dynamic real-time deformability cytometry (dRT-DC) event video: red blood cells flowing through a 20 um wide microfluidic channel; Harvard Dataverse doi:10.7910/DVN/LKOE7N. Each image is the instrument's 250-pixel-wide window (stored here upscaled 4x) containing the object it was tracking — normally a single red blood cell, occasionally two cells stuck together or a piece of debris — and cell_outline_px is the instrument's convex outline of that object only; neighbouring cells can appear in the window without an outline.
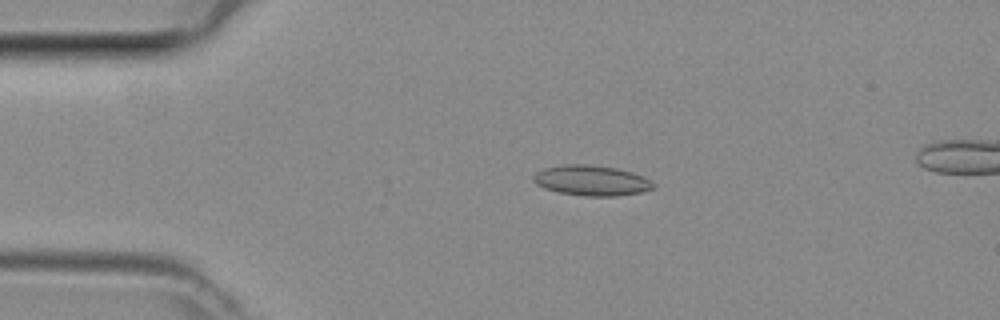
{"species": "common noctule bat (a hibernating species)", "species_latin": "Nyctalus noctula", "temperature_condition": "room temperature", "stored_images_in_passage": 9, "camera_frame_rate_fps": 3000, "um_per_image_px": 0.085, "animal": {"sex": "female", "body_mass_g": 29.2, "forearm_length_mm": 56.3}, "frame": {"image": 1, "passage_image": 2, "time_ms": 0.333, "image_size_px": [1000, 320], "cell_outline_px": [[656, 188], [640, 192], [616, 196], [584, 196], [560, 192], [544, 188], [536, 184], [532, 180], [532, 176], [536, 172], [544, 168], [564, 164], [584, 164], [616, 168], [632, 172], [656, 184]], "centroid_in_image_um": [50.25, 15.34], "position_along_channel_um": 34.8, "area_um2": 21.1}}
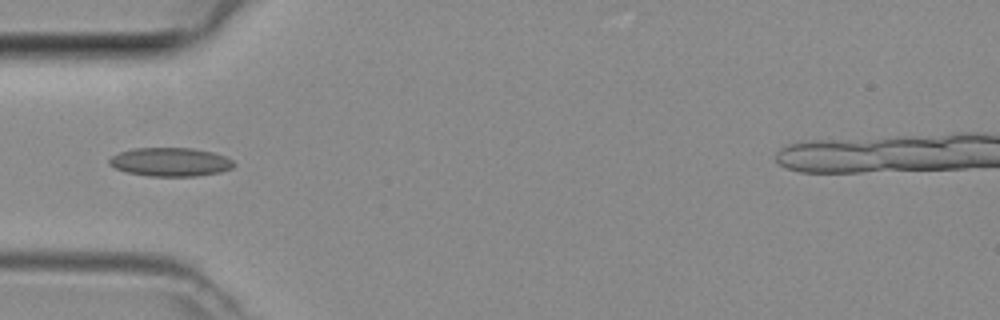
{"frame": {"image": 2, "passage_image": 7, "time_ms": 2.0, "image_size_px": [1000, 320], "cell_outline_px": [[236, 164], [232, 168], [220, 172], [196, 176], [148, 176], [128, 172], [116, 168], [108, 164], [108, 160], [112, 156], [120, 152], [132, 148], [192, 148], [212, 152], [224, 156], [232, 160]], "centroid_in_image_um": [14.48, 13.76], "position_along_channel_um": 70.5, "area_um2": 20.75}}